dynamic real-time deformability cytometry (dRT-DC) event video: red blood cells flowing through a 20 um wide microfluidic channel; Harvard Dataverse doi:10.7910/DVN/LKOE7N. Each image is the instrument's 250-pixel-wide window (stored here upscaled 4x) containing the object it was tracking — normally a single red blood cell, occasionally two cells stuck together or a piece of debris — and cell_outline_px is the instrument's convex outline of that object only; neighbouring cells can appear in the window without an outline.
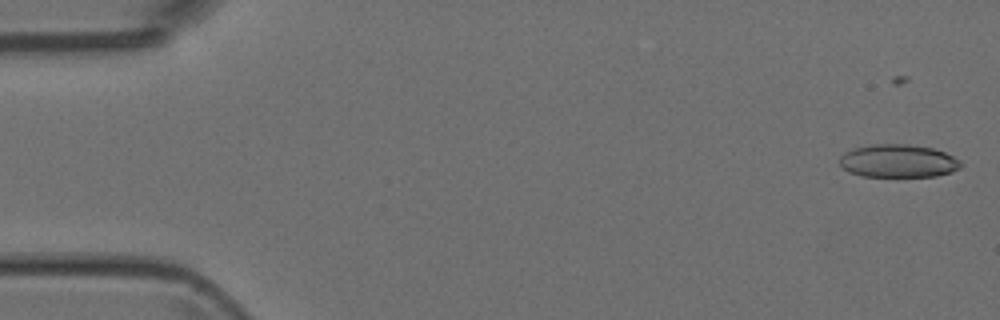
{"species": "Egyptian fruit bat (a non-hibernating species)", "species_latin": "Rousettus aegyptiacus", "temperature_condition": "room temperature", "stored_images_in_passage": 40, "camera_frame_rate_fps": 3000, "um_per_image_px": 0.085, "animal": {"sex": "female"}, "frame": {"image": 1, "passage_image": 4, "time_ms": 1.0, "image_size_px": [1000, 320], "cell_outline_px": [[964, 164], [960, 168], [952, 172], [936, 176], [864, 176], [848, 172], [840, 164], [840, 156], [844, 152], [856, 148], [872, 144], [908, 144], [932, 148], [944, 152], [960, 160]], "centroid_in_image_um": [76.37, 13.68], "position_along_channel_um": 8.6, "area_um2": 23.29}}
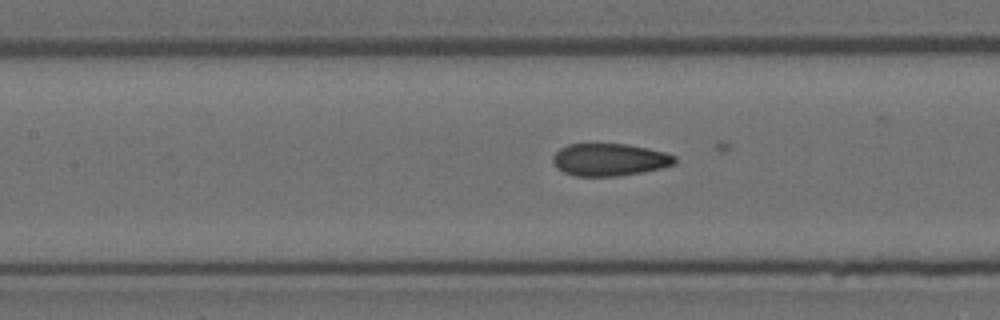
{"frame": {"image": 2, "passage_image": 25, "time_ms": 8.0, "image_size_px": [1000, 320], "cell_outline_px": [[676, 164], [660, 168], [640, 172], [616, 176], [576, 176], [564, 172], [556, 168], [552, 160], [552, 156], [560, 148], [568, 144], [628, 144], [648, 148], [664, 152], [676, 156]], "centroid_in_image_um": [51.79, 13.56], "position_along_channel_um": 155.6, "area_um2": 23.0}}
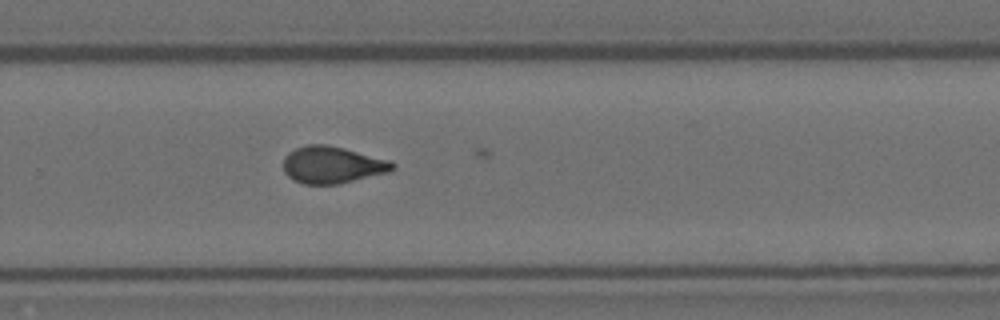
{"frame": {"image": 3, "passage_image": 36, "time_ms": 11.667, "image_size_px": [1000, 320], "cell_outline_px": [[396, 168], [388, 172], [340, 184], [304, 184], [292, 180], [284, 172], [284, 156], [288, 152], [296, 148], [308, 144], [324, 144], [344, 148], [392, 160], [396, 164]], "centroid_in_image_um": [28.26, 14.01], "position_along_channel_um": 301.5, "area_um2": 23.76}}